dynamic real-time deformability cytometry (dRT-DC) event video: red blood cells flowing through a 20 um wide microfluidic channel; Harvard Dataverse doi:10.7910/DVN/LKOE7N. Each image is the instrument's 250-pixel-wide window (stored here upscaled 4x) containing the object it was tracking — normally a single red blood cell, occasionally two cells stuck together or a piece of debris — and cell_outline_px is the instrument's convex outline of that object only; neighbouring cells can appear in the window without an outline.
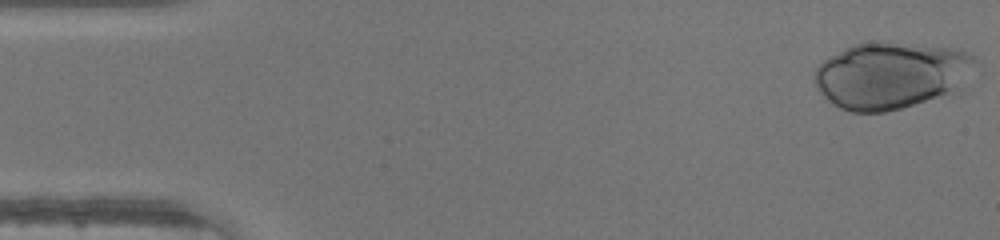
{"species": "human", "species_latin": "Homo sapiens", "temperature_condition": "warm", "stored_images_in_passage": 40, "camera_frame_rate_fps": 3000, "um_per_image_px": 0.085, "donor": {"sex": "male"}, "frame": {"image": 1, "passage_image": 1, "time_ms": 0.0, "image_size_px": [1000, 240], "cell_outline_px": [[980, 76], [948, 92], [900, 108], [884, 112], [852, 112], [840, 108], [832, 104], [816, 88], [812, 80], [812, 76], [816, 68], [828, 56], [852, 44], [880, 40], [888, 40], [960, 48], [976, 56], [980, 60]], "centroid_in_image_um": [75.83, 6.33], "position_along_channel_um": 9.2, "area_um2": 64.39}}
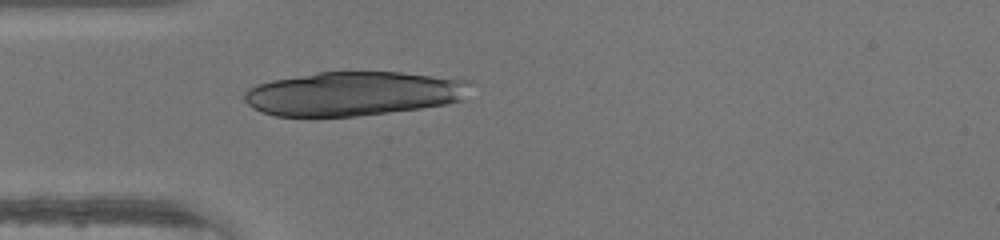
{"frame": {"image": 2, "passage_image": 13, "time_ms": 4.0, "image_size_px": [1000, 240], "cell_outline_px": [[472, 84], [460, 100], [448, 104], [420, 108], [356, 116], [276, 116], [252, 108], [244, 100], [244, 92], [248, 88], [256, 84], [272, 80], [316, 72], [400, 72], [472, 80]], "centroid_in_image_um": [30.03, 7.95], "position_along_channel_um": 55.0, "area_um2": 58.09}}
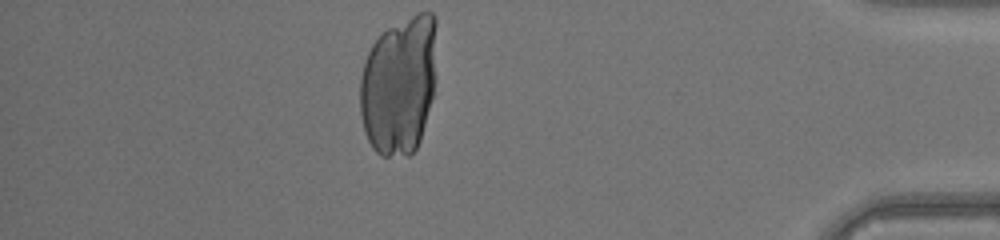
{"frame": {"image": 3, "passage_image": 40, "time_ms": 13.0, "image_size_px": [1000, 240], "cell_outline_px": [[436, 24], [432, 96], [420, 140], [416, 148], [408, 156], [380, 156], [372, 148], [368, 140], [364, 128], [360, 112], [360, 76], [364, 60], [372, 44], [388, 28], [416, 12], [432, 12], [436, 16]], "centroid_in_image_um": [33.89, 7.23], "position_along_channel_um": 401.3, "area_um2": 61.79}}